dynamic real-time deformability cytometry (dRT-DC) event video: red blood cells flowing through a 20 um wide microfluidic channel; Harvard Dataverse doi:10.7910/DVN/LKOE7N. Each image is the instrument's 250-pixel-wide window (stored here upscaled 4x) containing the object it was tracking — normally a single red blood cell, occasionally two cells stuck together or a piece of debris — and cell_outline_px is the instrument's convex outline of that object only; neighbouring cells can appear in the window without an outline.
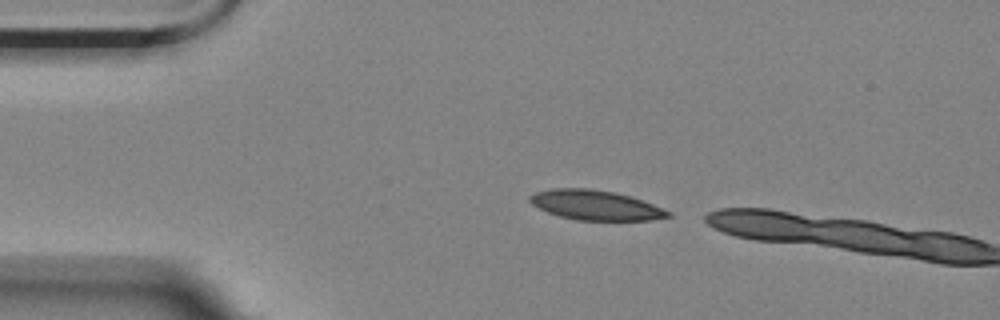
{"species": "Egyptian fruit bat (a non-hibernating species)", "species_latin": "Rousettus aegyptiacus", "temperature_condition": "room temperature", "stored_images_in_passage": 2, "camera_frame_rate_fps": 3000, "um_per_image_px": 0.085, "animal": {"sex": "female"}, "frame": {"image": 1, "passage_image": 1, "time_ms": 0.0, "image_size_px": [1000, 320], "cell_outline_px": [[672, 216], [652, 220], [576, 220], [560, 216], [548, 212], [532, 204], [528, 200], [528, 196], [536, 192], [552, 188], [588, 188], [612, 192], [628, 196], [652, 204], [672, 212]], "centroid_in_image_um": [50.6, 17.44], "position_along_channel_um": 34.4, "area_um2": 23.76}}